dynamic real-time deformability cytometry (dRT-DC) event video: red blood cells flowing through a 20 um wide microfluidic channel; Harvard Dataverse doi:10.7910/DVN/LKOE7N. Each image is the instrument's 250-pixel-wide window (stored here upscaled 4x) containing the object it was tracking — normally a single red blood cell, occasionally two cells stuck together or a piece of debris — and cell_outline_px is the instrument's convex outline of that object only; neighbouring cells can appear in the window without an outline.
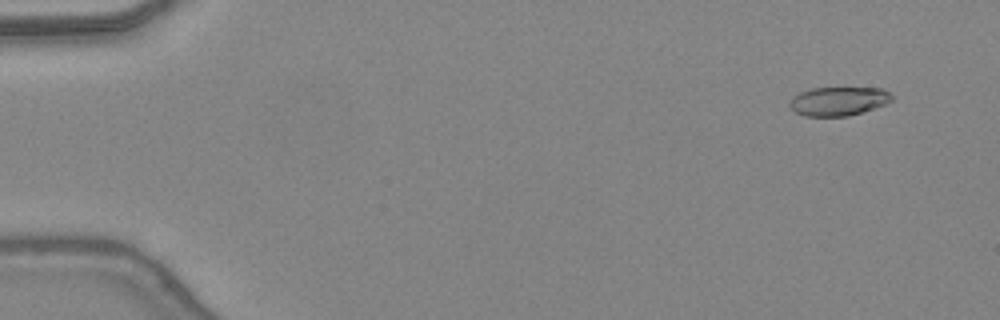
{"species": "common noctule bat (a hibernating species)", "species_latin": "Nyctalus noctula", "temperature_condition": "warm", "stored_images_in_passage": 43, "camera_frame_rate_fps": 3000, "um_per_image_px": 0.085, "animal": {"sex": "female", "body_mass_g": 24.6, "forearm_length_mm": 56.2}, "frame": {"image": 1, "passage_image": 2, "time_ms": 0.333, "image_size_px": [1000, 320], "cell_outline_px": [[892, 100], [884, 104], [848, 116], [804, 116], [796, 112], [788, 104], [800, 92], [812, 88], [884, 88], [892, 96]], "centroid_in_image_um": [71.27, 8.59], "position_along_channel_um": 13.7, "area_um2": 16.82}}
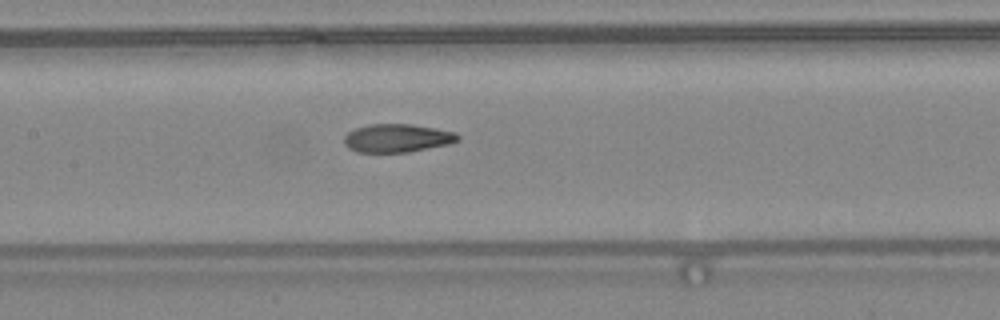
{"frame": {"image": 2, "passage_image": 22, "time_ms": 7.0, "image_size_px": [1000, 320], "cell_outline_px": [[460, 140], [448, 144], [408, 152], [356, 152], [348, 148], [344, 144], [344, 136], [348, 132], [356, 128], [368, 124], [412, 124], [436, 128], [456, 132], [460, 136]], "centroid_in_image_um": [33.76, 11.73], "position_along_channel_um": 173.6, "area_um2": 18.84}}
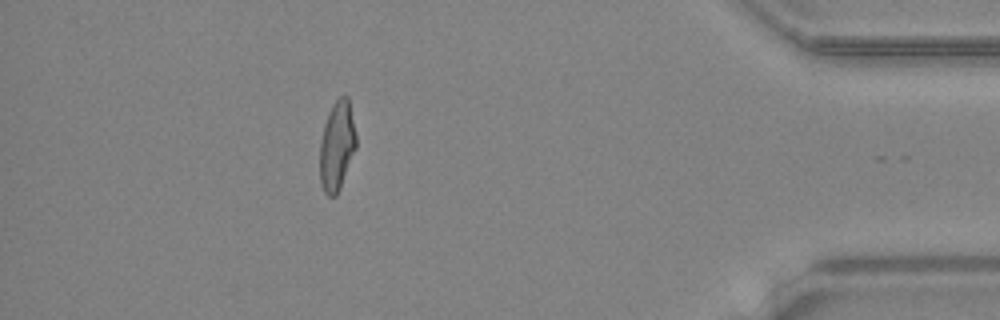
{"frame": {"image": 3, "passage_image": 41, "time_ms": 13.333, "image_size_px": [1000, 320], "cell_outline_px": [[356, 148], [340, 188], [336, 196], [328, 196], [324, 192], [320, 184], [320, 140], [324, 124], [328, 112], [332, 104], [340, 96], [348, 96], [356, 136]], "centroid_in_image_um": [28.62, 12.4], "position_along_channel_um": 406.6, "area_um2": 18.96}, "authors_computed_cell_mechanics": {"area_um2": 18.9584, "velocity_mm_per_s": 4.4152, "shape_relaxation_time_tau1_ms": 5.9859, "shape_relaxation_time_tau2_ms": 1.2895, "deformation_change_tau1": 0.2416, "deformation_change_tau2": 0.0915}}